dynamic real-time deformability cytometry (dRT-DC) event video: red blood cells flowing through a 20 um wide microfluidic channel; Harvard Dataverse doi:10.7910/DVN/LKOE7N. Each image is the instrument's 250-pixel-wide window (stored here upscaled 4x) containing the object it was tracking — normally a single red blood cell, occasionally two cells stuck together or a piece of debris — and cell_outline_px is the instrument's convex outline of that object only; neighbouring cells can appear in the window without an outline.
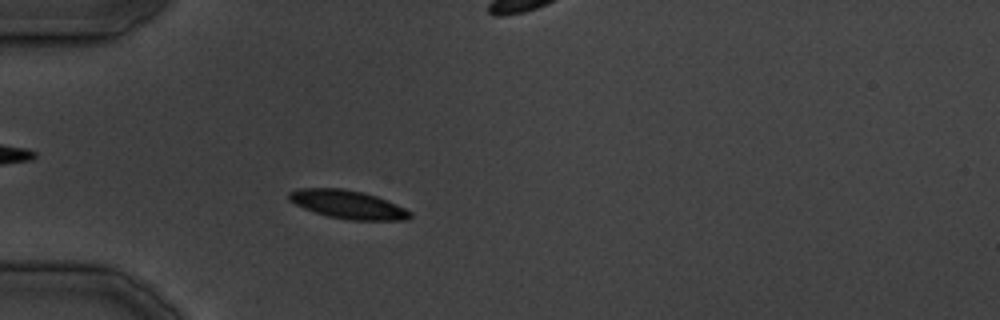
{"species": "common noctule bat (a hibernating species)", "species_latin": "Nyctalus noctula", "temperature_condition": "cold", "stored_images_in_passage": 10, "camera_frame_rate_fps": 3000, "um_per_image_px": 0.085, "animal": {"sex": "male", "body_mass_g": 19.5, "forearm_length_mm": 54.6}, "frame": {"image": 1, "passage_image": 1, "time_ms": 0.0, "image_size_px": [1000, 320], "cell_outline_px": [[412, 216], [408, 220], [348, 220], [328, 216], [304, 208], [288, 200], [288, 192], [300, 188], [340, 188], [360, 192], [376, 196], [404, 208], [412, 212]], "centroid_in_image_um": [29.56, 17.39], "position_along_channel_um": 55.4, "area_um2": 19.83}}